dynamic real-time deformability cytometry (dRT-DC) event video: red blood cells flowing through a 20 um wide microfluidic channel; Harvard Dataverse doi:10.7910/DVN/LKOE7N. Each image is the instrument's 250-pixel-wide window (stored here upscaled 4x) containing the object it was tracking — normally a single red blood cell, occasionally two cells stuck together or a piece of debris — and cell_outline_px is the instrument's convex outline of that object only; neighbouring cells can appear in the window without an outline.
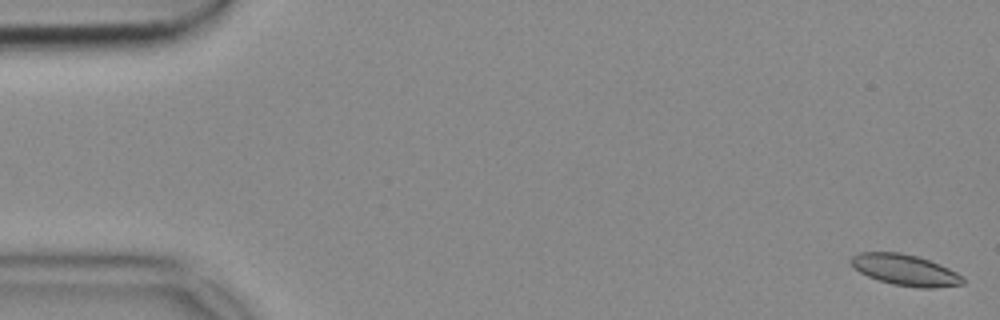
{"species": "common noctule bat (a hibernating species)", "species_latin": "Nyctalus noctula", "temperature_condition": "cold", "stored_images_in_passage": 54, "camera_frame_rate_fps": 3000, "um_per_image_px": 0.085, "animal": {"sex": "female", "body_mass_g": 18.4}, "frame": {"image": 1, "passage_image": 1, "time_ms": 0.0, "image_size_px": [1000, 320], "cell_outline_px": [[964, 284], [932, 288], [916, 288], [892, 284], [868, 276], [860, 272], [848, 260], [852, 256], [860, 252], [900, 252], [916, 256], [940, 264], [964, 276]], "centroid_in_image_um": [76.96, 22.95], "position_along_channel_um": 8.0, "area_um2": 20.23}}
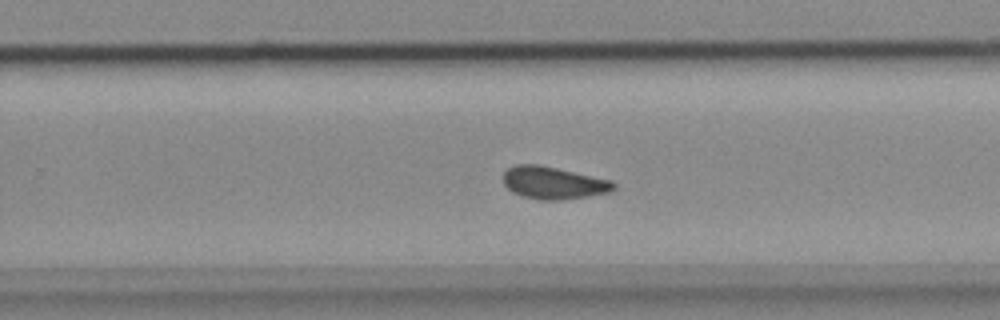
{"frame": {"image": 2, "passage_image": 34, "time_ms": 11.0, "image_size_px": [1000, 320], "cell_outline_px": [[616, 188], [612, 192], [560, 200], [540, 200], [524, 196], [512, 192], [504, 184], [504, 172], [508, 168], [516, 164], [536, 164], [556, 168], [612, 180], [616, 184]], "centroid_in_image_um": [47.06, 15.54], "position_along_channel_um": 282.7, "area_um2": 20.75}}
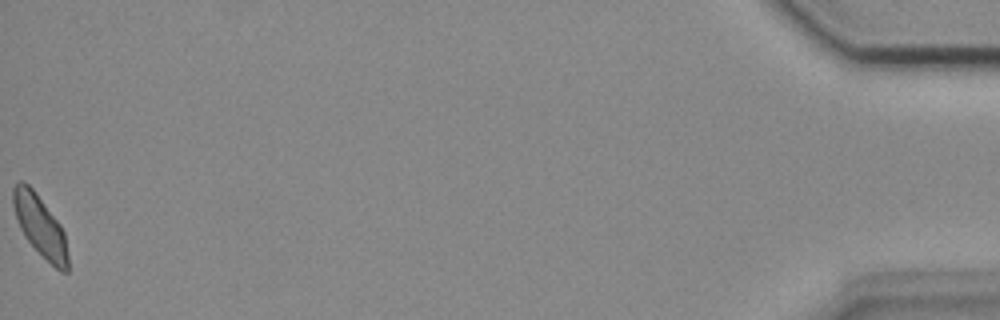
{"frame": {"image": 3, "passage_image": 54, "time_ms": 17.667, "image_size_px": [1000, 320], "cell_outline_px": [[68, 272], [60, 272], [24, 236], [20, 228], [12, 204], [12, 188], [20, 180], [24, 180], [36, 192], [60, 224], [64, 232], [68, 256]], "centroid_in_image_um": [3.4, 19.16], "position_along_channel_um": 431.8, "area_um2": 19.31}}